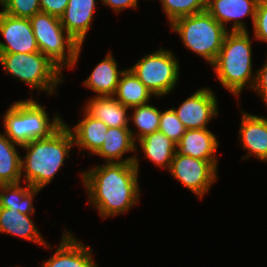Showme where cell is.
Masks as SVG:
<instances>
[{"label": "cell", "mask_w": 267, "mask_h": 267, "mask_svg": "<svg viewBox=\"0 0 267 267\" xmlns=\"http://www.w3.org/2000/svg\"><path fill=\"white\" fill-rule=\"evenodd\" d=\"M259 0H207V12L226 30V24L233 21L231 30L248 31L243 17L250 16L254 22ZM242 18V20H241Z\"/></svg>", "instance_id": "7c38bea8"}, {"label": "cell", "mask_w": 267, "mask_h": 267, "mask_svg": "<svg viewBox=\"0 0 267 267\" xmlns=\"http://www.w3.org/2000/svg\"><path fill=\"white\" fill-rule=\"evenodd\" d=\"M248 33L228 31L212 64L220 84L237 98L247 85L248 89L253 88L256 77L252 72V46Z\"/></svg>", "instance_id": "3957f363"}, {"label": "cell", "mask_w": 267, "mask_h": 267, "mask_svg": "<svg viewBox=\"0 0 267 267\" xmlns=\"http://www.w3.org/2000/svg\"><path fill=\"white\" fill-rule=\"evenodd\" d=\"M32 215H25L18 210H10L0 207V233L18 236L31 242H35L43 247L51 248L39 230L35 226Z\"/></svg>", "instance_id": "d6986e66"}, {"label": "cell", "mask_w": 267, "mask_h": 267, "mask_svg": "<svg viewBox=\"0 0 267 267\" xmlns=\"http://www.w3.org/2000/svg\"><path fill=\"white\" fill-rule=\"evenodd\" d=\"M145 158L167 171L176 153V144L162 132L155 131L138 140Z\"/></svg>", "instance_id": "7402d4cb"}, {"label": "cell", "mask_w": 267, "mask_h": 267, "mask_svg": "<svg viewBox=\"0 0 267 267\" xmlns=\"http://www.w3.org/2000/svg\"><path fill=\"white\" fill-rule=\"evenodd\" d=\"M128 109L114 96H94L86 102L83 110L109 128H118L129 127Z\"/></svg>", "instance_id": "e0dca14e"}, {"label": "cell", "mask_w": 267, "mask_h": 267, "mask_svg": "<svg viewBox=\"0 0 267 267\" xmlns=\"http://www.w3.org/2000/svg\"><path fill=\"white\" fill-rule=\"evenodd\" d=\"M104 163L81 173L91 205L101 218L126 213L139 203V161Z\"/></svg>", "instance_id": "6da1fadb"}, {"label": "cell", "mask_w": 267, "mask_h": 267, "mask_svg": "<svg viewBox=\"0 0 267 267\" xmlns=\"http://www.w3.org/2000/svg\"><path fill=\"white\" fill-rule=\"evenodd\" d=\"M256 91L267 106V60L262 68L256 70L254 86Z\"/></svg>", "instance_id": "4dcf8cb0"}, {"label": "cell", "mask_w": 267, "mask_h": 267, "mask_svg": "<svg viewBox=\"0 0 267 267\" xmlns=\"http://www.w3.org/2000/svg\"><path fill=\"white\" fill-rule=\"evenodd\" d=\"M72 146L74 139L65 122L49 137L21 146L27 151L21 159V177H25V183L39 189L48 185L63 166L65 158L70 157Z\"/></svg>", "instance_id": "7a4b0ae2"}, {"label": "cell", "mask_w": 267, "mask_h": 267, "mask_svg": "<svg viewBox=\"0 0 267 267\" xmlns=\"http://www.w3.org/2000/svg\"><path fill=\"white\" fill-rule=\"evenodd\" d=\"M241 125L239 140L242 148L248 154L242 160L249 159L252 155L261 161L267 162V118L241 111Z\"/></svg>", "instance_id": "5bb4252c"}, {"label": "cell", "mask_w": 267, "mask_h": 267, "mask_svg": "<svg viewBox=\"0 0 267 267\" xmlns=\"http://www.w3.org/2000/svg\"><path fill=\"white\" fill-rule=\"evenodd\" d=\"M152 94L146 86L128 68L121 74L117 90L114 94L116 100L129 108L146 104Z\"/></svg>", "instance_id": "cb8c5ba5"}, {"label": "cell", "mask_w": 267, "mask_h": 267, "mask_svg": "<svg viewBox=\"0 0 267 267\" xmlns=\"http://www.w3.org/2000/svg\"><path fill=\"white\" fill-rule=\"evenodd\" d=\"M217 165L218 160H201L181 155L176 151L169 167V173L202 199L212 184L218 180Z\"/></svg>", "instance_id": "9c48e42d"}, {"label": "cell", "mask_w": 267, "mask_h": 267, "mask_svg": "<svg viewBox=\"0 0 267 267\" xmlns=\"http://www.w3.org/2000/svg\"><path fill=\"white\" fill-rule=\"evenodd\" d=\"M186 130L206 129L218 116V103L210 88H201L189 96L178 109L172 108Z\"/></svg>", "instance_id": "30bf717a"}, {"label": "cell", "mask_w": 267, "mask_h": 267, "mask_svg": "<svg viewBox=\"0 0 267 267\" xmlns=\"http://www.w3.org/2000/svg\"><path fill=\"white\" fill-rule=\"evenodd\" d=\"M253 30V38L258 41L267 42V0L258 1Z\"/></svg>", "instance_id": "f546056e"}, {"label": "cell", "mask_w": 267, "mask_h": 267, "mask_svg": "<svg viewBox=\"0 0 267 267\" xmlns=\"http://www.w3.org/2000/svg\"><path fill=\"white\" fill-rule=\"evenodd\" d=\"M83 113V119L78 120L74 128L67 126L72 133L74 145L78 146L80 153L82 150H89L91 154L95 155L102 147L109 127L89 115L85 110Z\"/></svg>", "instance_id": "44dd1931"}, {"label": "cell", "mask_w": 267, "mask_h": 267, "mask_svg": "<svg viewBox=\"0 0 267 267\" xmlns=\"http://www.w3.org/2000/svg\"><path fill=\"white\" fill-rule=\"evenodd\" d=\"M101 2L116 13L127 8H137L138 6V0H101Z\"/></svg>", "instance_id": "d6a6232c"}, {"label": "cell", "mask_w": 267, "mask_h": 267, "mask_svg": "<svg viewBox=\"0 0 267 267\" xmlns=\"http://www.w3.org/2000/svg\"><path fill=\"white\" fill-rule=\"evenodd\" d=\"M168 21L206 11L207 0H160Z\"/></svg>", "instance_id": "4316f807"}, {"label": "cell", "mask_w": 267, "mask_h": 267, "mask_svg": "<svg viewBox=\"0 0 267 267\" xmlns=\"http://www.w3.org/2000/svg\"><path fill=\"white\" fill-rule=\"evenodd\" d=\"M169 25L178 33L183 46L204 58L210 65L216 60L225 35L229 31L207 10L181 17Z\"/></svg>", "instance_id": "5b68a950"}, {"label": "cell", "mask_w": 267, "mask_h": 267, "mask_svg": "<svg viewBox=\"0 0 267 267\" xmlns=\"http://www.w3.org/2000/svg\"><path fill=\"white\" fill-rule=\"evenodd\" d=\"M0 53H34L39 51L32 25L27 18H18L0 11Z\"/></svg>", "instance_id": "8fae6325"}, {"label": "cell", "mask_w": 267, "mask_h": 267, "mask_svg": "<svg viewBox=\"0 0 267 267\" xmlns=\"http://www.w3.org/2000/svg\"><path fill=\"white\" fill-rule=\"evenodd\" d=\"M2 12L18 17L30 19L41 12L39 0H1Z\"/></svg>", "instance_id": "83f0119b"}, {"label": "cell", "mask_w": 267, "mask_h": 267, "mask_svg": "<svg viewBox=\"0 0 267 267\" xmlns=\"http://www.w3.org/2000/svg\"><path fill=\"white\" fill-rule=\"evenodd\" d=\"M179 67L174 53L160 48L146 54L129 69L154 97H163L176 87L179 79Z\"/></svg>", "instance_id": "ba28073f"}, {"label": "cell", "mask_w": 267, "mask_h": 267, "mask_svg": "<svg viewBox=\"0 0 267 267\" xmlns=\"http://www.w3.org/2000/svg\"><path fill=\"white\" fill-rule=\"evenodd\" d=\"M39 188L25 184L23 188L20 183L0 184V207L10 210H18L25 215H33L35 208L34 197L40 192Z\"/></svg>", "instance_id": "603a6c76"}, {"label": "cell", "mask_w": 267, "mask_h": 267, "mask_svg": "<svg viewBox=\"0 0 267 267\" xmlns=\"http://www.w3.org/2000/svg\"><path fill=\"white\" fill-rule=\"evenodd\" d=\"M159 131L177 144L185 134L186 128L171 108L161 111Z\"/></svg>", "instance_id": "f1b7e54d"}, {"label": "cell", "mask_w": 267, "mask_h": 267, "mask_svg": "<svg viewBox=\"0 0 267 267\" xmlns=\"http://www.w3.org/2000/svg\"><path fill=\"white\" fill-rule=\"evenodd\" d=\"M39 51L61 70L76 66L83 45L65 30L60 18L47 13H37L30 19Z\"/></svg>", "instance_id": "52a82bcc"}, {"label": "cell", "mask_w": 267, "mask_h": 267, "mask_svg": "<svg viewBox=\"0 0 267 267\" xmlns=\"http://www.w3.org/2000/svg\"><path fill=\"white\" fill-rule=\"evenodd\" d=\"M117 64L110 51L83 82L84 86L96 93L95 96H114L120 76L125 71L119 70Z\"/></svg>", "instance_id": "ffe728a7"}, {"label": "cell", "mask_w": 267, "mask_h": 267, "mask_svg": "<svg viewBox=\"0 0 267 267\" xmlns=\"http://www.w3.org/2000/svg\"><path fill=\"white\" fill-rule=\"evenodd\" d=\"M41 12L59 17L64 13L69 0H39Z\"/></svg>", "instance_id": "1f68e13d"}, {"label": "cell", "mask_w": 267, "mask_h": 267, "mask_svg": "<svg viewBox=\"0 0 267 267\" xmlns=\"http://www.w3.org/2000/svg\"><path fill=\"white\" fill-rule=\"evenodd\" d=\"M96 0H69L60 22L66 32L83 45L96 12Z\"/></svg>", "instance_id": "9a60e30c"}, {"label": "cell", "mask_w": 267, "mask_h": 267, "mask_svg": "<svg viewBox=\"0 0 267 267\" xmlns=\"http://www.w3.org/2000/svg\"><path fill=\"white\" fill-rule=\"evenodd\" d=\"M16 146L21 147L0 132V184L21 183L22 158Z\"/></svg>", "instance_id": "d4e9b609"}, {"label": "cell", "mask_w": 267, "mask_h": 267, "mask_svg": "<svg viewBox=\"0 0 267 267\" xmlns=\"http://www.w3.org/2000/svg\"><path fill=\"white\" fill-rule=\"evenodd\" d=\"M83 244L69 231L64 232L59 247L41 267H98L91 247Z\"/></svg>", "instance_id": "4fadbf2b"}, {"label": "cell", "mask_w": 267, "mask_h": 267, "mask_svg": "<svg viewBox=\"0 0 267 267\" xmlns=\"http://www.w3.org/2000/svg\"><path fill=\"white\" fill-rule=\"evenodd\" d=\"M0 65L14 78L39 89L48 95L57 94L56 89L63 83L62 70L40 51L34 53H0Z\"/></svg>", "instance_id": "8992f818"}, {"label": "cell", "mask_w": 267, "mask_h": 267, "mask_svg": "<svg viewBox=\"0 0 267 267\" xmlns=\"http://www.w3.org/2000/svg\"><path fill=\"white\" fill-rule=\"evenodd\" d=\"M63 123L58 113L51 121L43 105L32 98L14 102L3 116L4 134L20 146L49 137Z\"/></svg>", "instance_id": "277c9868"}, {"label": "cell", "mask_w": 267, "mask_h": 267, "mask_svg": "<svg viewBox=\"0 0 267 267\" xmlns=\"http://www.w3.org/2000/svg\"><path fill=\"white\" fill-rule=\"evenodd\" d=\"M133 114L130 120L137 127L138 133H131L135 142L144 136L159 130L161 111L149 102L139 106L132 107Z\"/></svg>", "instance_id": "484cf974"}, {"label": "cell", "mask_w": 267, "mask_h": 267, "mask_svg": "<svg viewBox=\"0 0 267 267\" xmlns=\"http://www.w3.org/2000/svg\"><path fill=\"white\" fill-rule=\"evenodd\" d=\"M129 127L108 128L102 147L95 155L105 159V163H129L135 162L137 156L123 159V155L137 150L136 142Z\"/></svg>", "instance_id": "2e32d148"}, {"label": "cell", "mask_w": 267, "mask_h": 267, "mask_svg": "<svg viewBox=\"0 0 267 267\" xmlns=\"http://www.w3.org/2000/svg\"><path fill=\"white\" fill-rule=\"evenodd\" d=\"M176 151L181 155L201 160H218L215 153L219 146L214 133L206 129L186 130L176 144Z\"/></svg>", "instance_id": "ac0fdd59"}]
</instances>
